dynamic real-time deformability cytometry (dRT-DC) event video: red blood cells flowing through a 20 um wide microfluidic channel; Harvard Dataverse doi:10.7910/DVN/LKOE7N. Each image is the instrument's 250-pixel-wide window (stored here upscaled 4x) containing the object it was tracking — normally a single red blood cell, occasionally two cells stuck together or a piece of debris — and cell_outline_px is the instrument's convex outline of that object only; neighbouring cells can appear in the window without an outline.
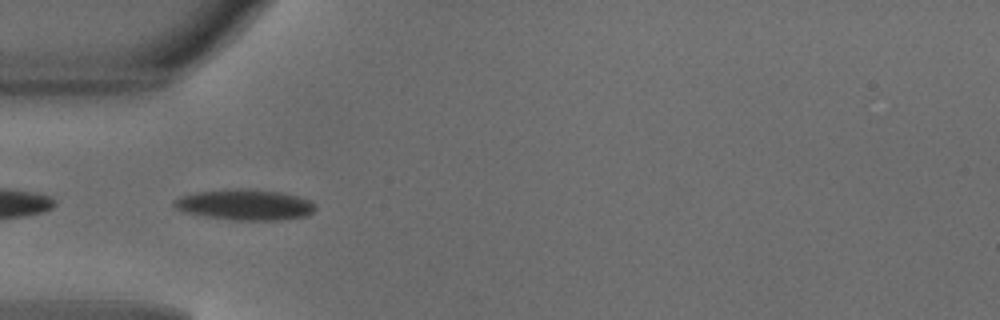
{"species": "common noctule bat (a hibernating species)", "species_latin": "Nyctalus noctula", "temperature_condition": "warm", "stored_images_in_passage": 42, "camera_frame_rate_fps": 3000, "um_per_image_px": 0.085, "animal": {"sex": "male", "body_mass_g": 18.8}, "frame": {"image": 1, "passage_image": 9, "time_ms": 2.667, "image_size_px": [1000, 320], "cell_outline_px": [[316, 208], [308, 216], [280, 220], [232, 220], [204, 216], [188, 212], [176, 208], [172, 204], [176, 200], [184, 196], [196, 192], [236, 188], [248, 188], [280, 192], [296, 196], [308, 200], [316, 204]], "centroid_in_image_um": [20.88, 17.4], "position_along_channel_um": 64.1, "area_um2": 25.14}}
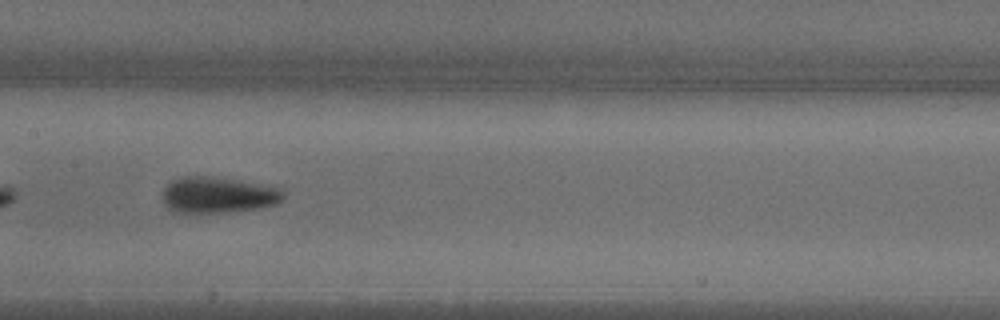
{"frame": {"image": 2, "passage_image": 18, "time_ms": 5.667, "image_size_px": [1000, 320], "cell_outline_px": [[284, 200], [276, 204], [260, 208], [228, 212], [188, 216], [172, 212], [164, 204], [164, 188], [172, 180], [180, 176], [204, 176], [236, 180], [284, 188]], "centroid_in_image_um": [18.51, 16.62], "position_along_channel_um": 188.9, "area_um2": 26.24}}
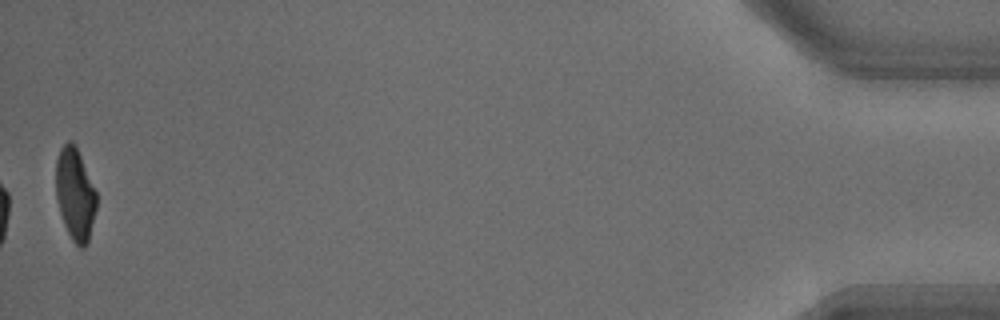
{"frame": {"image": 3, "passage_image": 42, "time_ms": 13.667, "image_size_px": [1000, 320], "cell_outline_px": [[96, 208], [88, 240], [84, 248], [80, 248], [72, 240], [64, 224], [60, 212], [56, 196], [56, 160], [60, 148], [68, 140], [72, 140], [80, 156], [96, 192]], "centroid_in_image_um": [6.37, 16.5], "position_along_channel_um": 428.8, "area_um2": 21.39}, "authors_computed_cell_mechanics": {"area_um2": 24.6517, "velocity_mm_per_s": 4.1541, "shape_relaxation_time_tau1_ms": 2.7924, "shape_relaxation_time_tau2_ms": 1.254, "deformation_change_tau1": 0.1537, "deformation_change_tau2": 0.0721}}